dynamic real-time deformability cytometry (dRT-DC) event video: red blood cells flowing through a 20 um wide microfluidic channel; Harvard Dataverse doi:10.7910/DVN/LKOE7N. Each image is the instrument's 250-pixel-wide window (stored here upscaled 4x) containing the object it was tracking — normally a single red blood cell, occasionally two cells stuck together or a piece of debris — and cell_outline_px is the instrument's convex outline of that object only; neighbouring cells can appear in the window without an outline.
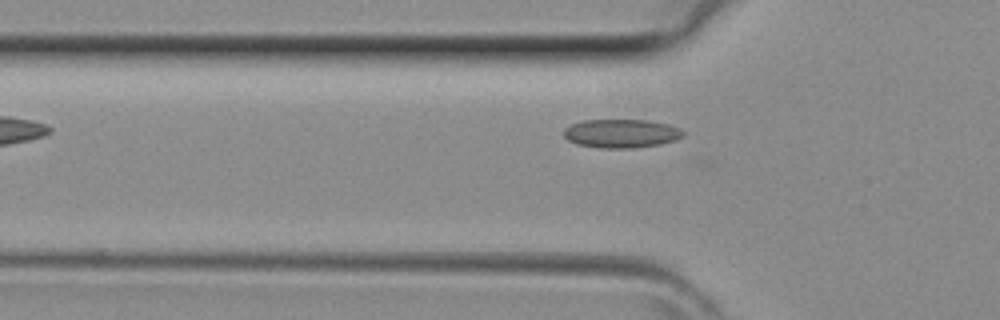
{"species": "common noctule bat (a hibernating species)", "species_latin": "Nyctalus noctula", "temperature_condition": "room temperature", "stored_images_in_passage": 27, "camera_frame_rate_fps": 3000, "um_per_image_px": 0.085, "animal": {"sex": "female", "body_mass_g": 29.2, "forearm_length_mm": 56.3}, "frame": {"image": 1, "passage_image": 3, "time_ms": 0.667, "image_size_px": [1000, 320], "cell_outline_px": [[684, 136], [676, 140], [660, 144], [632, 148], [600, 148], [576, 144], [568, 140], [564, 136], [564, 128], [572, 124], [584, 120], [644, 120], [668, 124], [680, 128], [684, 132]], "centroid_in_image_um": [52.81, 11.35], "position_along_channel_um": 73.0, "area_um2": 19.94}}
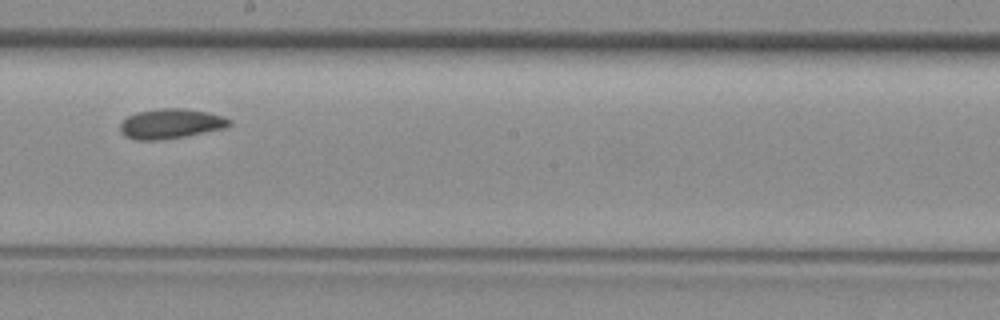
{"frame": {"image": 2, "passage_image": 13, "time_ms": 4.0, "image_size_px": [1000, 320], "cell_outline_px": [[232, 124], [224, 128], [184, 136], [160, 140], [136, 140], [124, 136], [120, 132], [120, 124], [128, 116], [140, 112], [160, 108], [184, 108], [208, 112], [232, 120]], "centroid_in_image_um": [14.5, 10.52], "position_along_channel_um": 233.7, "area_um2": 18.84}}
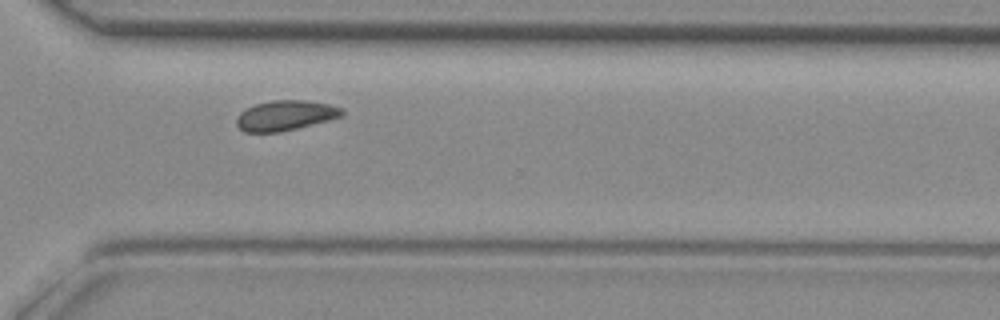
{"frame": {"image": 3, "passage_image": 20, "time_ms": 6.333, "image_size_px": [1000, 320], "cell_outline_px": [[344, 116], [332, 120], [280, 132], [244, 132], [236, 124], [236, 120], [240, 112], [244, 108], [256, 104], [272, 100], [308, 100], [328, 104], [344, 108]], "centroid_in_image_um": [24.3, 9.81], "position_along_channel_um": 346.3, "area_um2": 18.79}}